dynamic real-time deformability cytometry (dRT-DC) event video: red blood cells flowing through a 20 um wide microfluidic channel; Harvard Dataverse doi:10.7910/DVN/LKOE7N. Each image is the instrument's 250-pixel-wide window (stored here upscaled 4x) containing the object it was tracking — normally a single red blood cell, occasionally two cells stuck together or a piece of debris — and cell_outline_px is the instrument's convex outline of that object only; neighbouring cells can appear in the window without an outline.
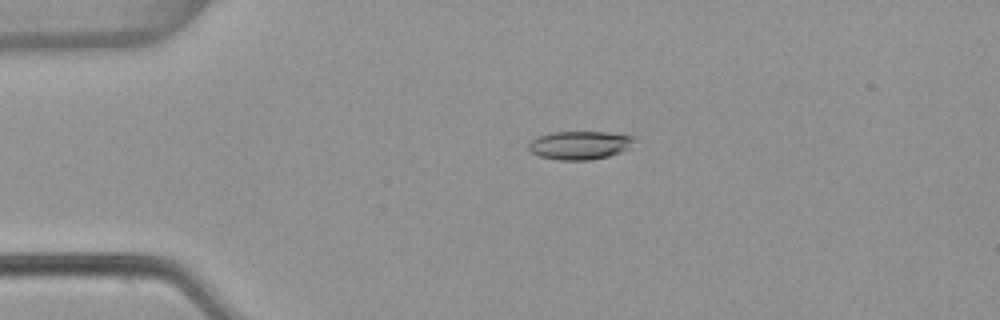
{"species": "common noctule bat (a hibernating species)", "species_latin": "Nyctalus noctula", "temperature_condition": "warm", "stored_images_in_passage": 4, "camera_frame_rate_fps": 3000, "um_per_image_px": 0.085, "animal": {"sex": "female", "body_mass_g": 22.7, "forearm_length_mm": 54.2}, "frame": {"image": 1, "passage_image": 3, "time_ms": 0.667, "image_size_px": [1000, 320], "cell_outline_px": [[636, 136], [632, 148], [608, 156], [588, 160], [560, 160], [540, 156], [532, 152], [528, 148], [528, 144], [536, 136], [552, 132], [608, 132]], "centroid_in_image_um": [49.32, 12.33], "position_along_channel_um": 35.7, "area_um2": 17.63}}